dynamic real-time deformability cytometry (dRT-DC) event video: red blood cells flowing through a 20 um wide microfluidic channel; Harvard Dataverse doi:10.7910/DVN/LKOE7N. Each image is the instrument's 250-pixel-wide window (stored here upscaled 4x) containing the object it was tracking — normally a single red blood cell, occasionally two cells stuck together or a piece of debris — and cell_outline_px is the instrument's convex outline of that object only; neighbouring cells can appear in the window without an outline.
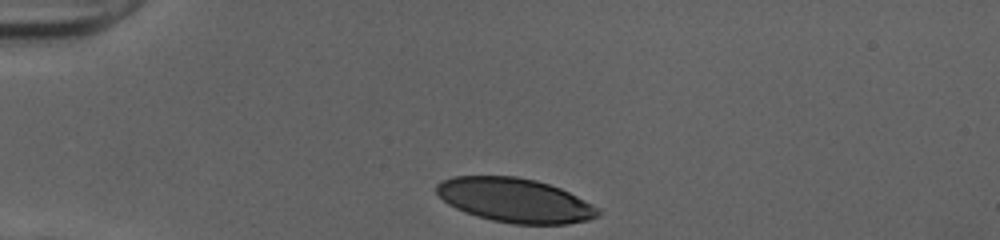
{"species": "human", "species_latin": "Homo sapiens", "temperature_condition": "cold", "stored_images_in_passage": 30, "camera_frame_rate_fps": 3000, "um_per_image_px": 0.085, "donor": {"sex": "female"}, "frame": {"image": 1, "passage_image": 1, "time_ms": 0.0, "image_size_px": [1000, 240], "cell_outline_px": [[600, 216], [588, 220], [568, 224], [512, 224], [492, 220], [476, 216], [464, 212], [448, 204], [436, 192], [436, 184], [440, 180], [452, 176], [516, 176], [536, 180], [560, 188], [600, 208]], "centroid_in_image_um": [43.76, 17.02], "position_along_channel_um": 41.2, "area_um2": 41.73}}
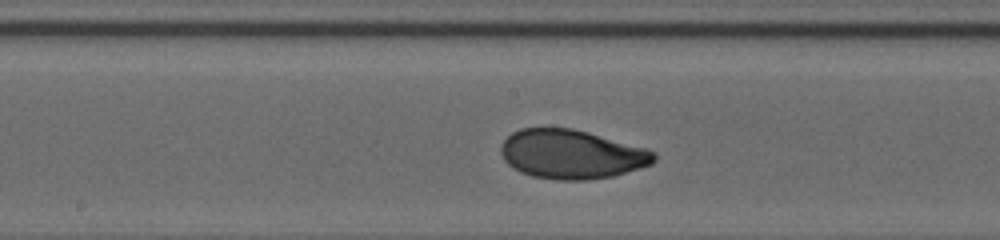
{"frame": {"image": 2, "passage_image": 16, "time_ms": 5.0, "image_size_px": [1000, 240], "cell_outline_px": [[656, 160], [652, 164], [640, 168], [612, 176], [584, 180], [556, 180], [532, 176], [520, 172], [512, 168], [504, 160], [500, 152], [500, 148], [504, 140], [512, 132], [520, 128], [572, 128], [588, 132], [648, 148], [656, 152]], "centroid_in_image_um": [48.59, 13.11], "position_along_channel_um": 199.6, "area_um2": 44.04}}
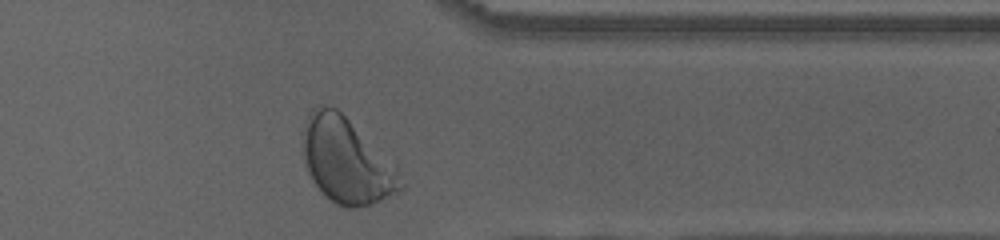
{"frame": {"image": 3, "passage_image": 30, "time_ms": 9.667, "image_size_px": [1000, 240], "cell_outline_px": [[404, 188], [400, 192], [372, 204], [356, 208], [340, 208], [312, 180], [308, 172], [300, 152], [300, 144], [304, 128], [308, 116], [312, 108], [316, 104], [320, 104], [336, 108], [396, 160], [404, 184]], "centroid_in_image_um": [29.5, 13.64], "position_along_channel_um": 381.9, "area_um2": 50.05}, "authors_computed_cell_mechanics": {"area_um2": 43.6968, "velocity_mm_per_s": 3.9951, "shape_relaxation_time_tau1_ms": 2.6778, "shape_relaxation_time_tau2_ms": 0.8273, "deformation_change_tau1": 0.1571, "deformation_change_tau2": 0.0422}}